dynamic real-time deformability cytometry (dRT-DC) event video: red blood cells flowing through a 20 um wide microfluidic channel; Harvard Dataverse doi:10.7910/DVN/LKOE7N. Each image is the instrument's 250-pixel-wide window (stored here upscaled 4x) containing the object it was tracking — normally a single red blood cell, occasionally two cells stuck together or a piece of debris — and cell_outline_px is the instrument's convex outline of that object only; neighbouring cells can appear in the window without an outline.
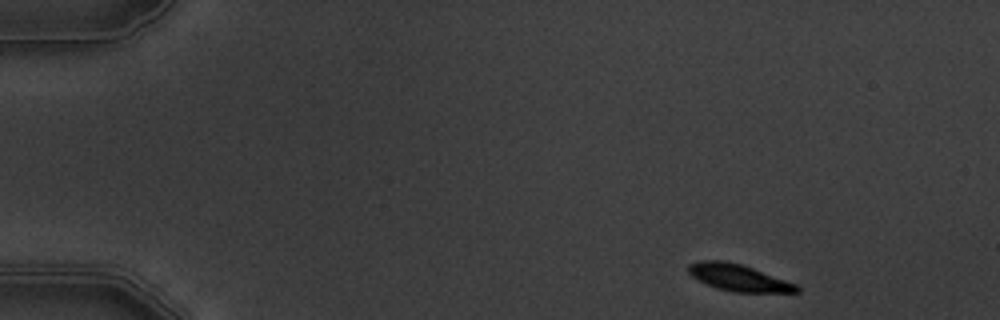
{"species": "common noctule bat (a hibernating species)", "species_latin": "Nyctalus noctula", "temperature_condition": "warm", "stored_images_in_passage": 5, "camera_frame_rate_fps": 3000, "um_per_image_px": 0.085, "animal": {"sex": "male", "body_mass_g": 19.5, "forearm_length_mm": 54.6}, "frame": {"image": 1, "passage_image": 1, "time_ms": 0.0, "image_size_px": [1000, 320], "cell_outline_px": [[800, 292], [732, 292], [716, 288], [692, 276], [688, 272], [688, 264], [700, 260], [724, 260], [740, 264], [752, 268], [796, 284], [800, 288]], "centroid_in_image_um": [62.75, 23.6], "position_along_channel_um": 22.2, "area_um2": 16.65}}
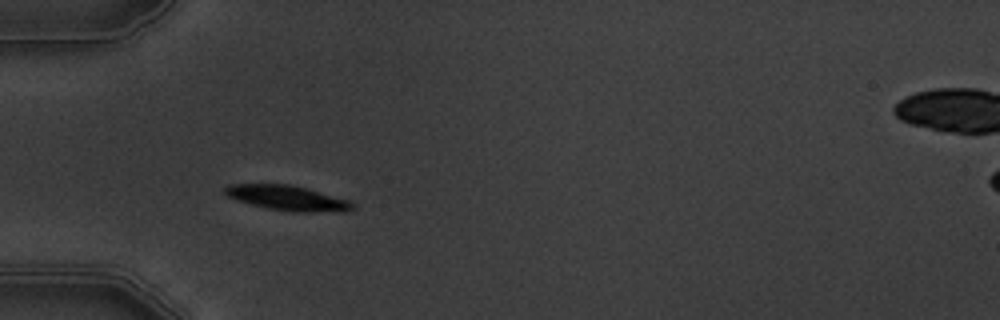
{"frame": {"image": 2, "passage_image": 4, "time_ms": 3.667, "image_size_px": [1000, 320], "cell_outline_px": [[356, 208], [348, 212], [292, 212], [264, 208], [236, 200], [220, 192], [228, 184], [288, 184], [304, 188], [348, 200], [356, 204]], "centroid_in_image_um": [24.42, 16.85], "position_along_channel_um": 60.6, "area_um2": 18.84}}